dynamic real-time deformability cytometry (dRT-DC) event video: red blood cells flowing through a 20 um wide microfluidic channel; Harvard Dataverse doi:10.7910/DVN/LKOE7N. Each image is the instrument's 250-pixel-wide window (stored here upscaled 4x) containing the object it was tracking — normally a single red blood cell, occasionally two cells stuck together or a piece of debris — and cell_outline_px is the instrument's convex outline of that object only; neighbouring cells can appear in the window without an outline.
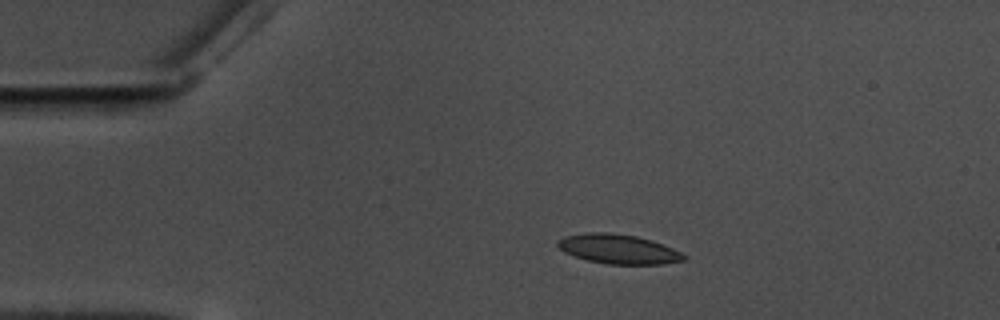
{"species": "common noctule bat (a hibernating species)", "species_latin": "Nyctalus noctula", "temperature_condition": "warm", "stored_images_in_passage": 47, "camera_frame_rate_fps": 3000, "um_per_image_px": 0.085, "animal": {"sex": "male", "body_mass_g": 17.5, "forearm_length_mm": 52.3}, "frame": {"image": 1, "passage_image": 1, "time_ms": 0.0, "image_size_px": [1000, 320], "cell_outline_px": [[688, 260], [660, 264], [608, 264], [588, 260], [564, 252], [556, 244], [556, 240], [564, 236], [588, 232], [608, 232], [636, 236], [652, 240], [672, 248], [688, 256]], "centroid_in_image_um": [52.57, 21.16], "position_along_channel_um": 32.4, "area_um2": 21.68}}
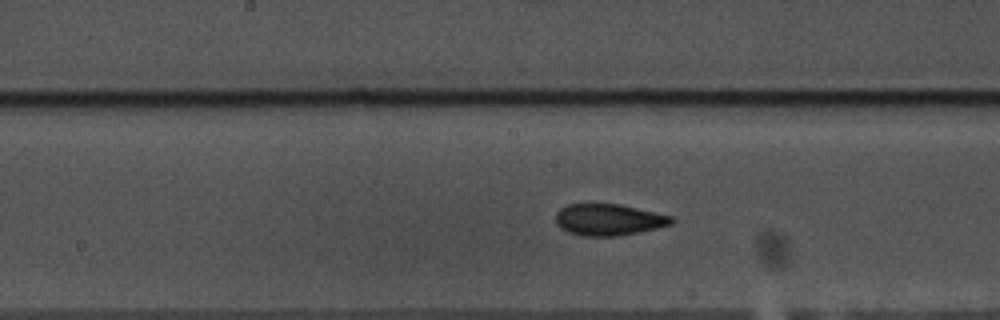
{"frame": {"image": 2, "passage_image": 19, "time_ms": 6.0, "image_size_px": [1000, 320], "cell_outline_px": [[676, 220], [672, 224], [656, 228], [616, 236], [580, 236], [568, 232], [560, 228], [556, 224], [556, 212], [560, 208], [568, 204], [620, 204], [672, 216]], "centroid_in_image_um": [51.71, 18.67], "position_along_channel_um": 196.5, "area_um2": 21.27}}
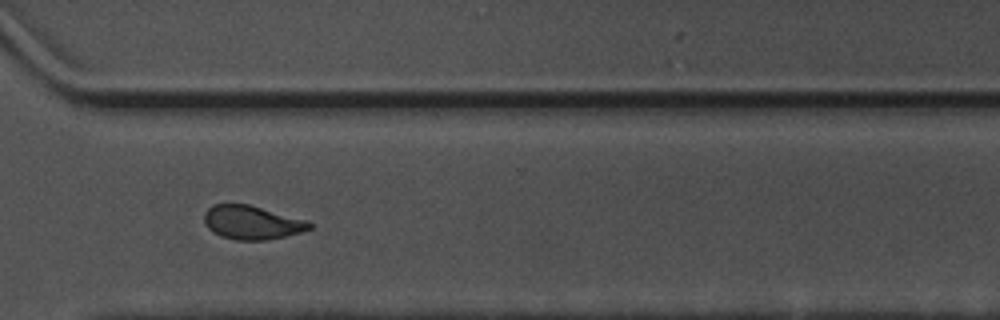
{"frame": {"image": 3, "passage_image": 32, "time_ms": 10.333, "image_size_px": [1000, 320], "cell_outline_px": [[312, 228], [300, 232], [268, 240], [236, 240], [220, 236], [212, 232], [204, 224], [204, 212], [212, 204], [248, 204], [308, 220], [312, 224]], "centroid_in_image_um": [21.39, 18.91], "position_along_channel_um": 349.2, "area_um2": 20.81}, "authors_computed_cell_mechanics": {"area_um2": 21.097, "velocity_mm_per_s": 3.5237, "shape_relaxation_time_tau1_ms": 6.8958, "shape_relaxation_time_tau2_ms": 2.1835, "deformation_change_tau1": 0.1544, "deformation_change_tau2": 0.0683}}